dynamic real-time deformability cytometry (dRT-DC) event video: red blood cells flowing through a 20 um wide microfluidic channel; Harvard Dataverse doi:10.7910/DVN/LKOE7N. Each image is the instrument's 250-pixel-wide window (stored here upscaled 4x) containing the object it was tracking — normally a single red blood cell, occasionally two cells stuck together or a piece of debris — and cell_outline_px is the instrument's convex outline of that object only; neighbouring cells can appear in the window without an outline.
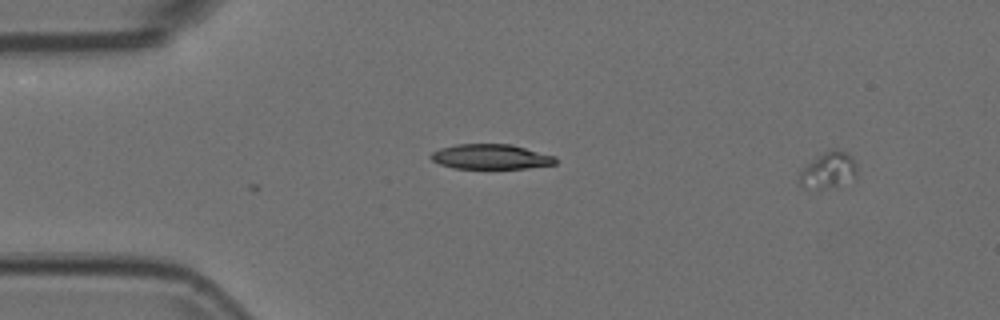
{"species": "Egyptian fruit bat (a non-hibernating species)", "species_latin": "Rousettus aegyptiacus", "temperature_condition": "room temperature", "stored_images_in_passage": 14, "camera_frame_rate_fps": 3000, "um_per_image_px": 0.085, "animal": {"sex": "female"}, "frame": {"image": 1, "passage_image": 1, "time_ms": 0.0, "image_size_px": [1000, 320], "cell_outline_px": [[856, 180], [828, 188], [800, 188], [800, 172], [808, 164], [824, 152], [832, 148], [836, 148], [852, 156], [856, 168]], "centroid_in_image_um": [70.45, 14.49], "position_along_channel_um": 14.6, "area_um2": 12.08}}